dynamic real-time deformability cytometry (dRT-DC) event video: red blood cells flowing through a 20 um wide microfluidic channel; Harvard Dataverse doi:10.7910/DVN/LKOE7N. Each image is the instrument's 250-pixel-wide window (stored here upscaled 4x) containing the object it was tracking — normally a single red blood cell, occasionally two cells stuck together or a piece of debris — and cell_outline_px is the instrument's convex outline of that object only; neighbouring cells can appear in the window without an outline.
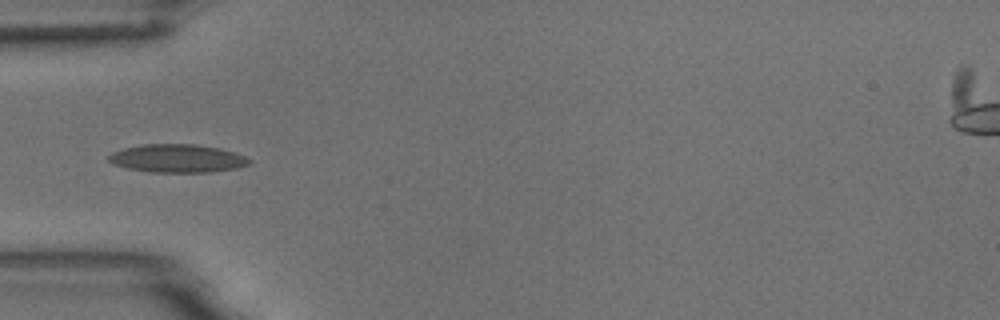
{"species": "common noctule bat (a hibernating species)", "species_latin": "Nyctalus noctula", "temperature_condition": "room temperature", "stored_images_in_passage": 7, "camera_frame_rate_fps": 3000, "um_per_image_px": 0.085, "animal": {"sex": "male", "body_mass_g": 18.8}, "frame": {"image": 1, "passage_image": 6, "time_ms": 1.667, "image_size_px": [1000, 320], "cell_outline_px": [[252, 160], [248, 164], [236, 168], [208, 172], [152, 172], [128, 168], [116, 164], [108, 160], [108, 156], [112, 152], [124, 148], [144, 144], [196, 144], [220, 148], [236, 152]], "centroid_in_image_um": [15.1, 13.45], "position_along_channel_um": 69.9, "area_um2": 22.95}}